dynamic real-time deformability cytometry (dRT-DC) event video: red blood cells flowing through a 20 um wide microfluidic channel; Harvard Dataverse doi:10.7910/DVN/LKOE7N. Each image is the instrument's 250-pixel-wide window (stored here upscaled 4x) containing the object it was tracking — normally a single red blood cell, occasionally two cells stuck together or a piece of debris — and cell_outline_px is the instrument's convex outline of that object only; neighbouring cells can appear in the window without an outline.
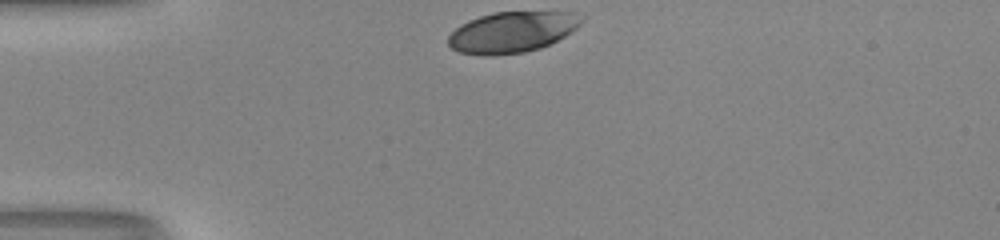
{"species": "human", "species_latin": "Homo sapiens", "temperature_condition": "room temperature", "stored_images_in_passage": 29, "camera_frame_rate_fps": 3000, "um_per_image_px": 0.085, "donor": {"sex": "male"}, "frame": {"image": 1, "passage_image": 1, "time_ms": 0.0, "image_size_px": [1000, 240], "cell_outline_px": [[584, 20], [576, 28], [564, 36], [540, 48], [524, 52], [496, 56], [484, 56], [460, 52], [452, 48], [448, 44], [448, 36], [460, 24], [468, 20], [480, 16], [496, 12], [564, 12], [584, 16]], "centroid_in_image_um": [43.49, 2.74], "position_along_channel_um": 41.5, "area_um2": 31.62}}
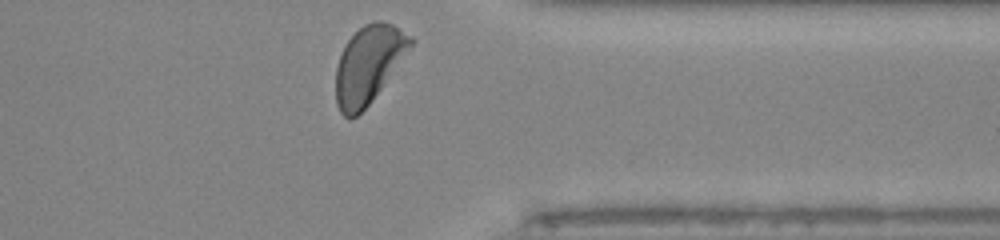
{"frame": {"image": 2, "passage_image": 29, "time_ms": 9.333, "image_size_px": [1000, 240], "cell_outline_px": [[412, 44], [380, 88], [368, 104], [356, 116], [344, 116], [340, 112], [336, 104], [336, 68], [340, 56], [348, 40], [364, 24], [376, 20], [380, 20], [392, 24], [412, 36]], "centroid_in_image_um": [31.29, 5.45], "position_along_channel_um": 380.1, "area_um2": 32.6}, "authors_computed_cell_mechanics": {"area_um2": 33.813, "velocity_mm_per_s": 4.0657, "shape_relaxation_time_tau1_ms": 1.7685, "shape_relaxation_time_tau2_ms": null, "deformation_change_tau1": 0.1504, "deformation_change_tau2": null}}